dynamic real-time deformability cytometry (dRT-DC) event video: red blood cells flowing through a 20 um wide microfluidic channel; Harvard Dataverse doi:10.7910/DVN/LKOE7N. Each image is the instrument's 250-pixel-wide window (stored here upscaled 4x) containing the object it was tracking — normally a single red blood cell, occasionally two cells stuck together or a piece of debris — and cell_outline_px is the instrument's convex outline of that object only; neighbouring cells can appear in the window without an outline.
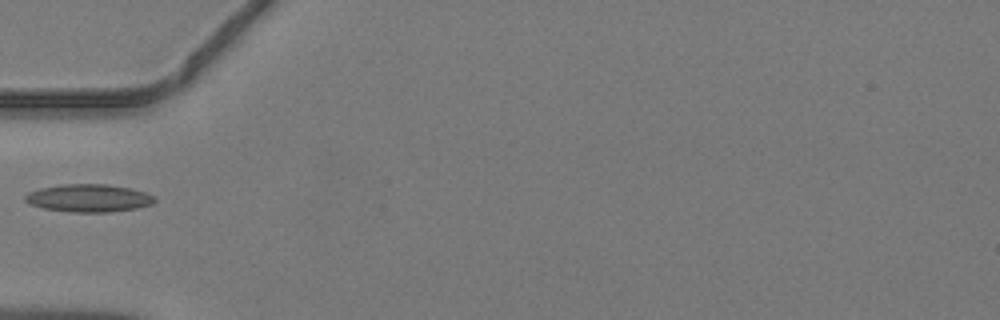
{"species": "common noctule bat (a hibernating species)", "species_latin": "Nyctalus noctula", "temperature_condition": "warm", "stored_images_in_passage": 29, "camera_frame_rate_fps": 3000, "um_per_image_px": 0.085, "animal": {"sex": "male", "body_mass_g": 19.2, "forearm_length_mm": 51.8}, "frame": {"image": 1, "passage_image": 1, "time_ms": 0.0, "image_size_px": [1000, 320], "cell_outline_px": [[156, 200], [152, 204], [136, 208], [112, 212], [72, 212], [44, 208], [28, 204], [24, 200], [24, 196], [28, 192], [40, 188], [64, 184], [108, 184], [132, 188], [156, 196]], "centroid_in_image_um": [7.55, 16.83], "position_along_channel_um": 77.5, "area_um2": 21.1}}
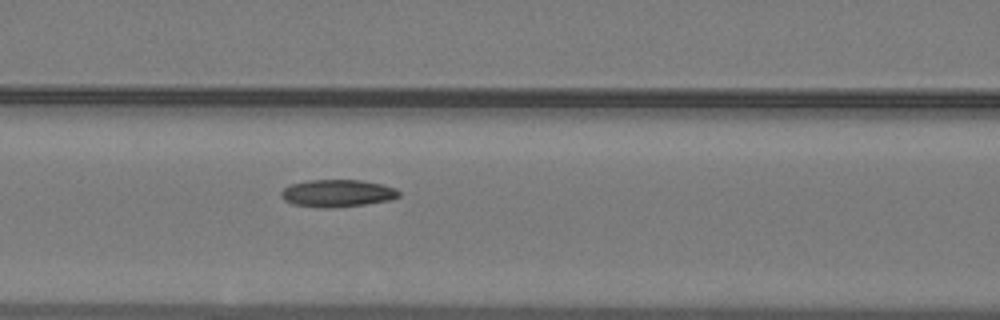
{"frame": {"image": 2, "passage_image": 5, "time_ms": 1.333, "image_size_px": [1000, 320], "cell_outline_px": [[400, 196], [388, 200], [364, 204], [332, 208], [320, 208], [292, 204], [284, 200], [280, 196], [280, 192], [288, 184], [308, 180], [360, 180], [380, 184], [396, 188], [400, 192]], "centroid_in_image_um": [28.62, 16.42], "position_along_channel_um": 138.0, "area_um2": 18.84}}
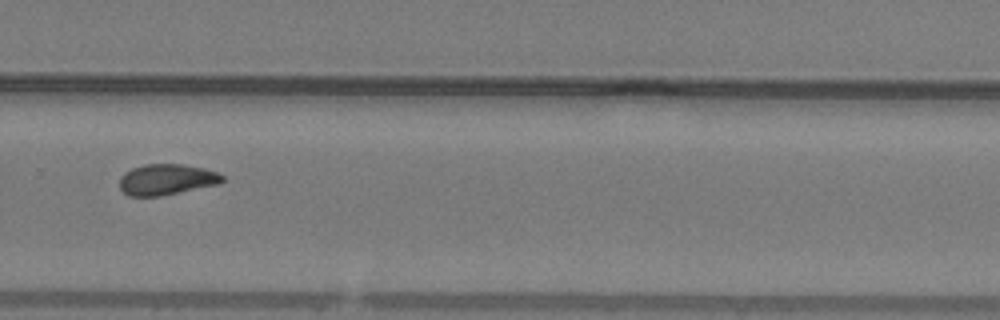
{"frame": {"image": 3, "passage_image": 17, "time_ms": 5.333, "image_size_px": [1000, 320], "cell_outline_px": [[224, 180], [220, 184], [160, 196], [128, 196], [120, 188], [120, 176], [124, 172], [132, 168], [144, 164], [184, 164], [204, 168], [216, 172], [224, 176]], "centroid_in_image_um": [14.16, 15.25], "position_along_channel_um": 315.6, "area_um2": 18.61}}